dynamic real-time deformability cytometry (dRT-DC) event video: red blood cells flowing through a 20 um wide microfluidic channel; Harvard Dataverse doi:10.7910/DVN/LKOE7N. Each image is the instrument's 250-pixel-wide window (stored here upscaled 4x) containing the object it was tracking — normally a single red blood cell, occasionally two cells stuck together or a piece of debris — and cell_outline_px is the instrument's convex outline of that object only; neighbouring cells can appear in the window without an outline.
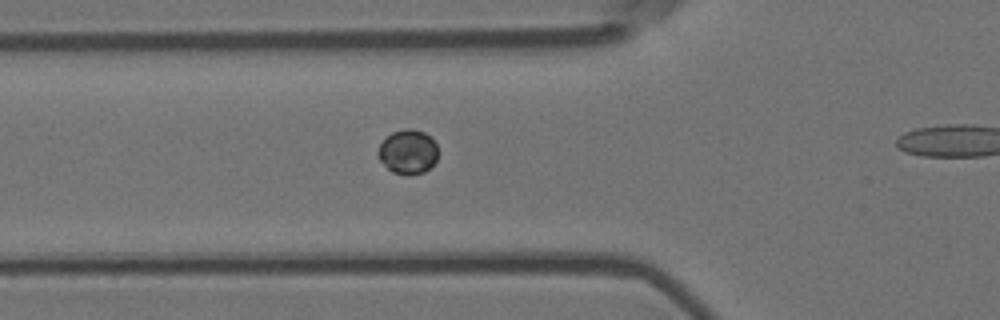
{"species": "Egyptian fruit bat (a non-hibernating species)", "species_latin": "Rousettus aegyptiacus", "temperature_condition": "room temperature", "stored_images_in_passage": 39, "camera_frame_rate_fps": 3000, "um_per_image_px": 0.085, "animal": {"sex": "female"}, "frame": {"image": 1, "passage_image": 13, "time_ms": 4.0, "image_size_px": [1000, 320], "cell_outline_px": [[436, 160], [424, 172], [408, 176], [392, 172], [380, 160], [376, 152], [380, 144], [392, 132], [404, 128], [412, 128], [424, 132], [436, 144]], "centroid_in_image_um": [34.64, 12.91], "position_along_channel_um": 91.2, "area_um2": 15.37}}
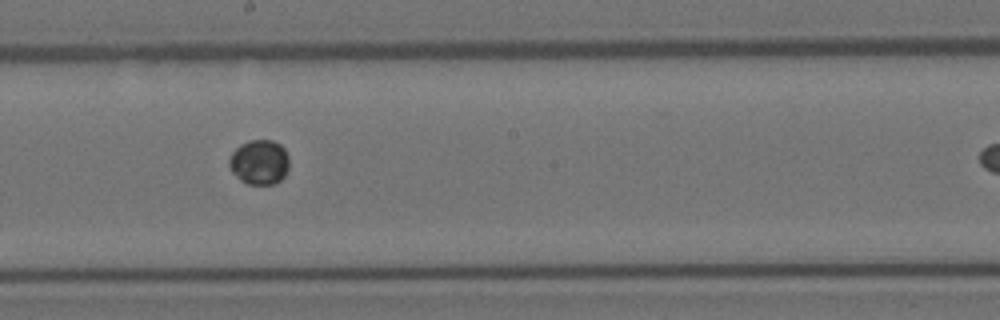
{"frame": {"image": 2, "passage_image": 24, "time_ms": 7.667, "image_size_px": [1000, 320], "cell_outline_px": [[288, 168], [284, 176], [276, 184], [248, 184], [240, 180], [232, 172], [228, 164], [228, 160], [232, 152], [240, 144], [248, 140], [272, 140], [280, 144], [284, 148], [288, 156]], "centroid_in_image_um": [22.03, 13.78], "position_along_channel_um": 226.2, "area_um2": 15.78}}
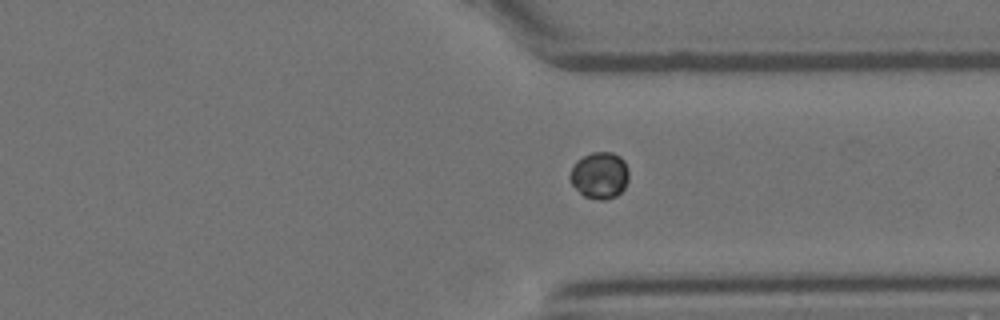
{"frame": {"image": 3, "passage_image": 35, "time_ms": 11.333, "image_size_px": [1000, 320], "cell_outline_px": [[628, 180], [624, 188], [616, 196], [604, 200], [600, 200], [584, 196], [572, 184], [572, 168], [576, 160], [592, 152], [612, 152], [620, 156], [624, 160], [628, 168]], "centroid_in_image_um": [51.01, 14.89], "position_along_channel_um": 360.4, "area_um2": 15.78}}